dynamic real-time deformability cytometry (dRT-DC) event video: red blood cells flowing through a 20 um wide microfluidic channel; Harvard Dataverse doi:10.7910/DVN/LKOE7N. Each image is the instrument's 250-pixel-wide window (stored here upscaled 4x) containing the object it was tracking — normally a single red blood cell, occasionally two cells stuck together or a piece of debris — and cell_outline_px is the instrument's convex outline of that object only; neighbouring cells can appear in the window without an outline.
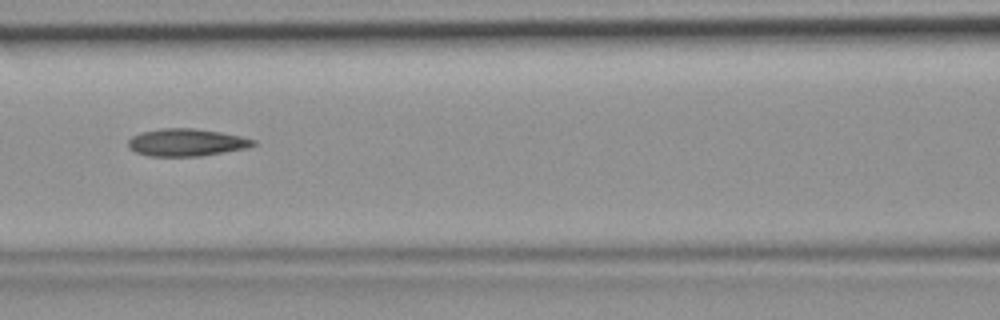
{"species": "common noctule bat (a hibernating species)", "species_latin": "Nyctalus noctula", "temperature_condition": "room temperature", "stored_images_in_passage": 3, "camera_frame_rate_fps": 3000, "um_per_image_px": 0.085, "animal": {"sex": "female", "body_mass_g": 19.9}, "frame": {"image": 1, "passage_image": 3, "time_ms": 0.667, "image_size_px": [1000, 320], "cell_outline_px": [[256, 144], [248, 148], [200, 156], [148, 156], [136, 152], [128, 148], [128, 140], [132, 136], [140, 132], [160, 128], [192, 128], [220, 132], [240, 136], [256, 140]], "centroid_in_image_um": [15.83, 12.1], "position_along_channel_um": 150.8, "area_um2": 20.06}}